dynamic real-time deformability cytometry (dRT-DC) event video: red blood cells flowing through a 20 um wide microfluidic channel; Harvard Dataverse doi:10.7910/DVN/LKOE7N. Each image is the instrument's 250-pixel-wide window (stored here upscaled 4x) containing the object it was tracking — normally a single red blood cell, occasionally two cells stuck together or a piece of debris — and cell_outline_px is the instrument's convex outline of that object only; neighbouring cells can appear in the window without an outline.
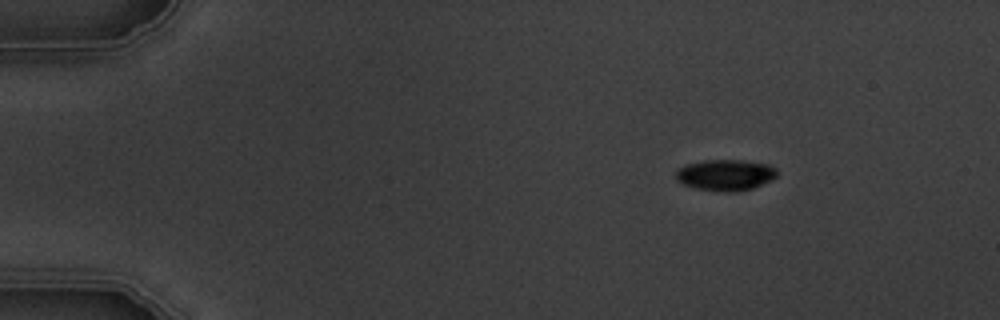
{"species": "common noctule bat (a hibernating species)", "species_latin": "Nyctalus noctula", "temperature_condition": "warm", "stored_images_in_passage": 5, "segment_of_instrument_passage": [1, 2], "camera_frame_rate_fps": 3000, "um_per_image_px": 0.085, "animal": {"sex": "male", "body_mass_g": 19.5, "forearm_length_mm": 54.6}, "frame": {"image": 1, "passage_image": 2, "time_ms": 1.333, "image_size_px": [1000, 320], "cell_outline_px": [[776, 176], [772, 180], [752, 188], [736, 192], [724, 192], [696, 188], [684, 184], [676, 180], [676, 172], [684, 164], [704, 160], [740, 160], [768, 164], [776, 168]], "centroid_in_image_um": [61.66, 14.87], "position_along_channel_um": 23.3, "area_um2": 18.32}}
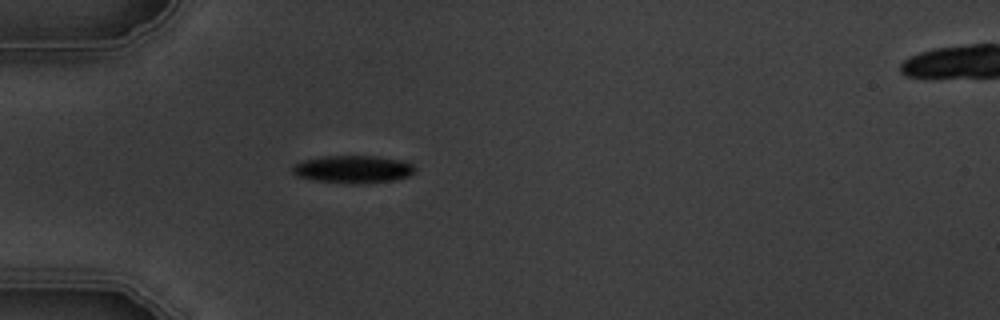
{"frame": {"image": 2, "passage_image": 4, "time_ms": 4.333, "image_size_px": [1000, 320], "cell_outline_px": [[416, 172], [408, 176], [396, 180], [360, 184], [352, 184], [312, 180], [296, 176], [292, 172], [292, 164], [304, 160], [324, 156], [376, 156], [404, 160], [412, 164], [416, 168]], "centroid_in_image_um": [30.02, 14.39], "position_along_channel_um": 55.0, "area_um2": 20.06}}